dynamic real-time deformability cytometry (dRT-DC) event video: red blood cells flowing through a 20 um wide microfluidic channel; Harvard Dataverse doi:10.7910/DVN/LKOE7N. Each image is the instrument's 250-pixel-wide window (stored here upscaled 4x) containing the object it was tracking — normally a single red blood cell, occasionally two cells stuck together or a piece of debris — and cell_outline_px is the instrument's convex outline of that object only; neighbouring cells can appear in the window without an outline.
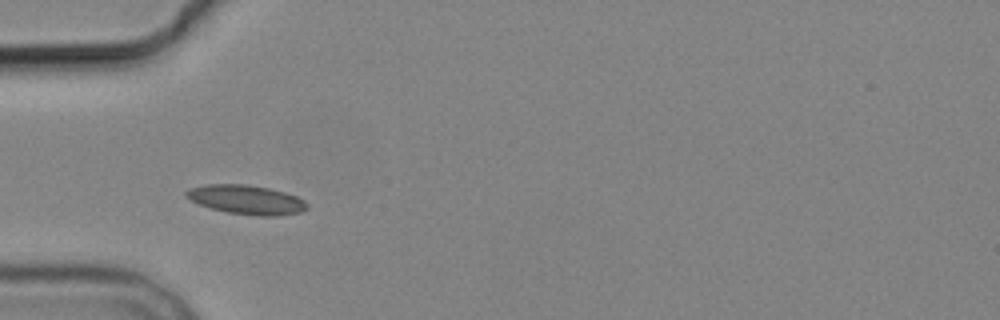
{"species": "common noctule bat (a hibernating species)", "species_latin": "Nyctalus noctula", "temperature_condition": "cold", "stored_images_in_passage": 4, "camera_frame_rate_fps": 3000, "um_per_image_px": 0.085, "animal": {"sex": "male", "body_mass_g": 19.2, "forearm_length_mm": 51.8}, "frame": {"image": 1, "passage_image": 3, "time_ms": 3.333, "image_size_px": [1000, 320], "cell_outline_px": [[308, 208], [300, 212], [276, 216], [260, 216], [228, 212], [212, 208], [200, 204], [184, 196], [184, 192], [188, 188], [208, 184], [248, 184], [268, 188], [284, 192], [296, 196], [304, 200], [308, 204]], "centroid_in_image_um": [20.94, 16.96], "position_along_channel_um": 64.1, "area_um2": 20.46}}
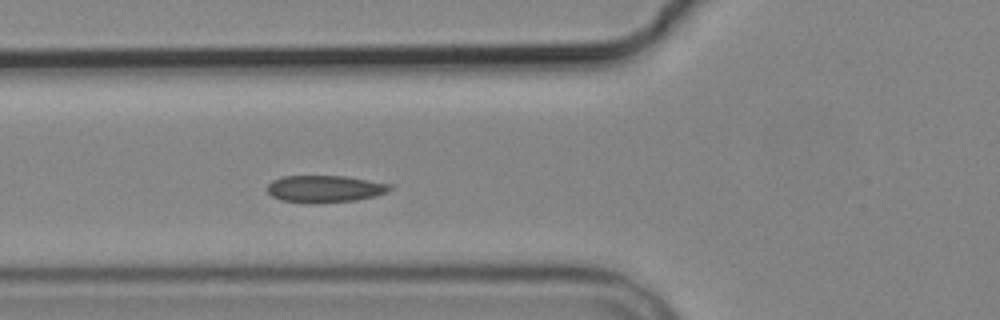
{"frame": {"image": 2, "passage_image": 4, "time_ms": 4.333, "image_size_px": [1000, 320], "cell_outline_px": [[392, 188], [384, 192], [372, 196], [356, 200], [312, 204], [280, 200], [272, 196], [268, 192], [268, 184], [272, 180], [284, 176], [348, 176], [392, 184]], "centroid_in_image_um": [27.58, 16.05], "position_along_channel_um": 98.2, "area_um2": 19.36}}